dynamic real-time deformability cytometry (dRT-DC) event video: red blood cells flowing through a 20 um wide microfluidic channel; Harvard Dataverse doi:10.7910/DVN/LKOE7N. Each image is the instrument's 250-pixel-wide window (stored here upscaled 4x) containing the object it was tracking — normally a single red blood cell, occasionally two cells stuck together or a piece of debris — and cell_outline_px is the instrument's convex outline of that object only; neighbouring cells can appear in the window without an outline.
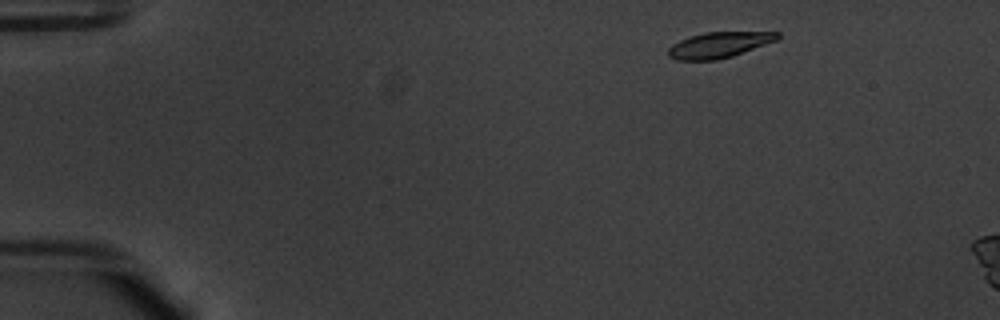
{"species": "common noctule bat (a hibernating species)", "species_latin": "Nyctalus noctula", "temperature_condition": "warm", "stored_images_in_passage": 9, "camera_frame_rate_fps": 3000, "um_per_image_px": 0.085, "animal": {"sex": "male", "body_mass_g": 20.1, "forearm_length_mm": 53.5}, "frame": {"image": 1, "passage_image": 3, "time_ms": 0.667, "image_size_px": [1000, 320], "cell_outline_px": [[780, 36], [776, 40], [732, 56], [716, 60], [676, 60], [668, 56], [668, 48], [672, 44], [680, 40], [704, 32], [780, 32]], "centroid_in_image_um": [61.08, 3.82], "position_along_channel_um": 23.9, "area_um2": 16.18}}